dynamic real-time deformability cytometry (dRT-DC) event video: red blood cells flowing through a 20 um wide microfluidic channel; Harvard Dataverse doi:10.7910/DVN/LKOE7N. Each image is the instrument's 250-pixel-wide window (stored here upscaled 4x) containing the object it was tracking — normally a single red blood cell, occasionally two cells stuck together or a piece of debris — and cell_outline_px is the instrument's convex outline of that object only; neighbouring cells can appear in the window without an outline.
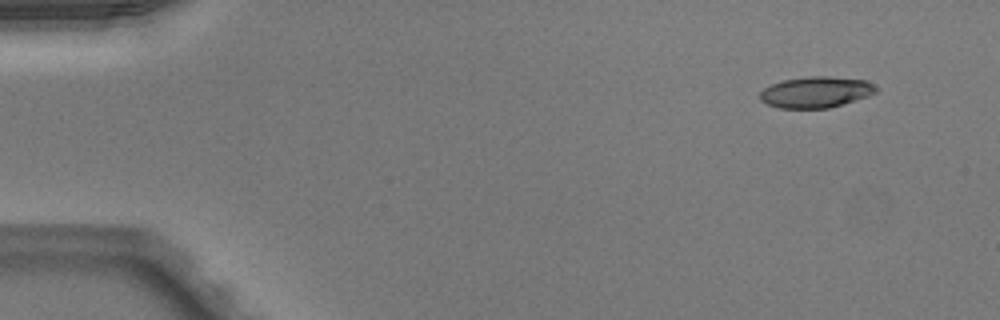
{"species": "Egyptian fruit bat (a non-hibernating species)", "species_latin": "Rousettus aegyptiacus", "temperature_condition": "warm", "stored_images_in_passage": 47, "camera_frame_rate_fps": 3000, "um_per_image_px": 0.085, "animal": {"sex": "male"}, "frame": {"image": 1, "passage_image": 1, "time_ms": 0.0, "image_size_px": [1000, 320], "cell_outline_px": [[880, 88], [876, 92], [868, 96], [828, 108], [780, 108], [768, 104], [760, 100], [760, 92], [764, 88], [772, 84], [784, 80], [808, 76], [828, 76], [864, 80]], "centroid_in_image_um": [69.35, 7.83], "position_along_channel_um": 15.6, "area_um2": 20.87}}
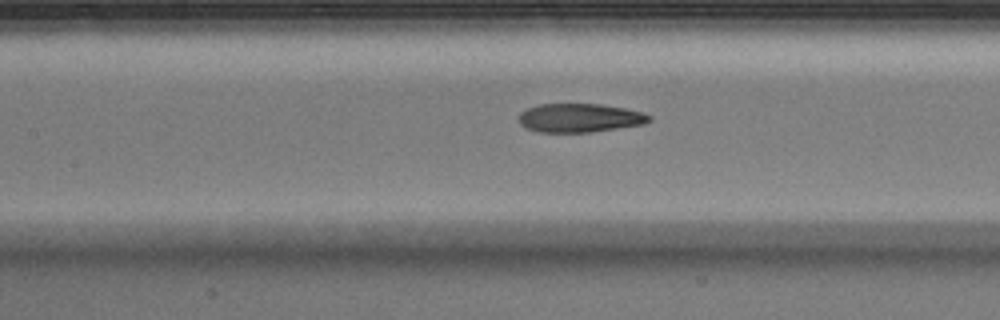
{"frame": {"image": 2, "passage_image": 20, "time_ms": 6.333, "image_size_px": [1000, 320], "cell_outline_px": [[652, 120], [644, 124], [592, 132], [540, 132], [524, 128], [520, 124], [520, 112], [528, 108], [540, 104], [600, 104], [624, 108], [640, 112], [652, 116]], "centroid_in_image_um": [49.28, 10.02], "position_along_channel_um": 158.1, "area_um2": 21.79}}
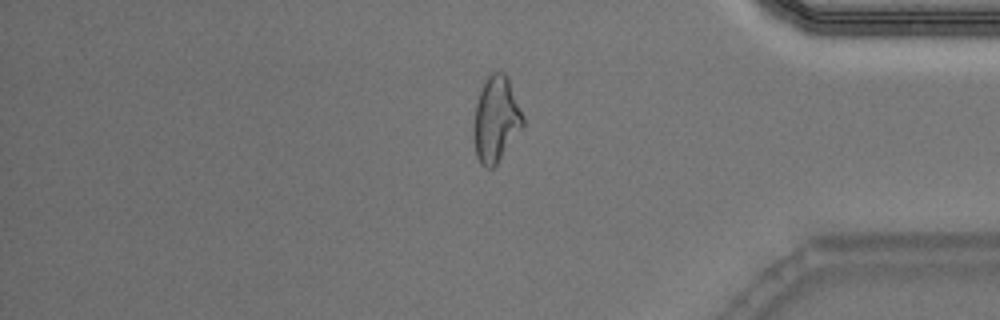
{"frame": {"image": 3, "passage_image": 39, "time_ms": 12.667, "image_size_px": [1000, 320], "cell_outline_px": [[524, 124], [496, 164], [492, 168], [484, 168], [480, 164], [476, 156], [472, 132], [472, 128], [476, 104], [484, 80], [492, 72], [504, 72], [508, 80], [524, 116]], "centroid_in_image_um": [42.12, 10.16], "position_along_channel_um": 393.1, "area_um2": 24.39}, "authors_computed_cell_mechanics": {"area_um2": 22.4264, "velocity_mm_per_s": 4.0507, "shape_relaxation_time_tau1_ms": null, "shape_relaxation_time_tau2_ms": 2.2801, "deformation_change_tau1": null, "deformation_change_tau2": 0.109}}